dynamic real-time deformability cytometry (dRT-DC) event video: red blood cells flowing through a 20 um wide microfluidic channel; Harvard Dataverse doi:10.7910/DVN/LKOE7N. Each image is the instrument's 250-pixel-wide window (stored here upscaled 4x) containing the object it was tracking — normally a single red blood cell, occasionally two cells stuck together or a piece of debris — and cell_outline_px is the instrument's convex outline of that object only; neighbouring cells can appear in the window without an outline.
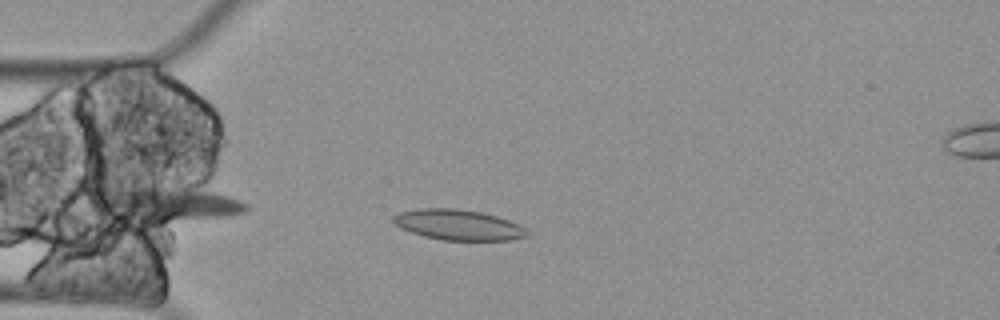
{"species": "Egyptian fruit bat (a non-hibernating species)", "species_latin": "Rousettus aegyptiacus", "temperature_condition": "cold", "stored_images_in_passage": 8, "camera_frame_rate_fps": 3000, "um_per_image_px": 0.085, "animal": {"sex": "female"}, "frame": {"image": 1, "passage_image": 5, "time_ms": 1.333, "image_size_px": [1000, 320], "cell_outline_px": [[528, 236], [508, 240], [440, 240], [424, 236], [400, 228], [392, 220], [392, 216], [400, 212], [420, 208], [456, 208], [480, 212], [496, 216], [520, 224], [528, 228]], "centroid_in_image_um": [38.97, 19.11], "position_along_channel_um": 46.0, "area_um2": 23.81}}
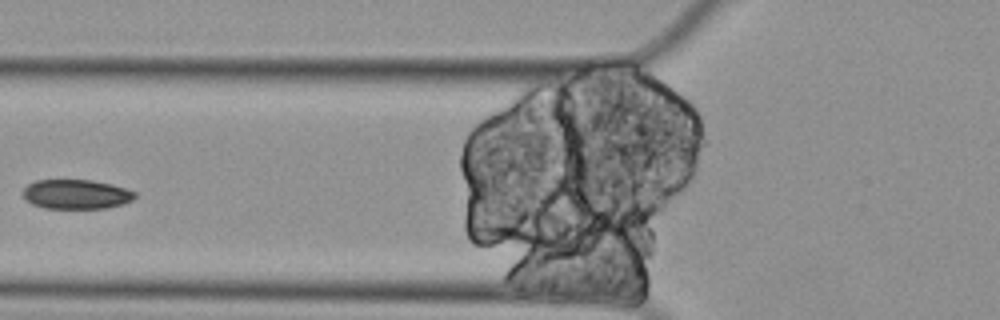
{"frame": {"image": 2, "passage_image": 7, "time_ms": 2.0, "image_size_px": [1000, 320], "cell_outline_px": [[136, 196], [132, 200], [124, 204], [104, 208], [44, 208], [32, 204], [20, 192], [28, 184], [36, 180], [92, 180], [112, 184], [136, 192]], "centroid_in_image_um": [6.47, 16.51], "position_along_channel_um": 119.3, "area_um2": 19.25}}